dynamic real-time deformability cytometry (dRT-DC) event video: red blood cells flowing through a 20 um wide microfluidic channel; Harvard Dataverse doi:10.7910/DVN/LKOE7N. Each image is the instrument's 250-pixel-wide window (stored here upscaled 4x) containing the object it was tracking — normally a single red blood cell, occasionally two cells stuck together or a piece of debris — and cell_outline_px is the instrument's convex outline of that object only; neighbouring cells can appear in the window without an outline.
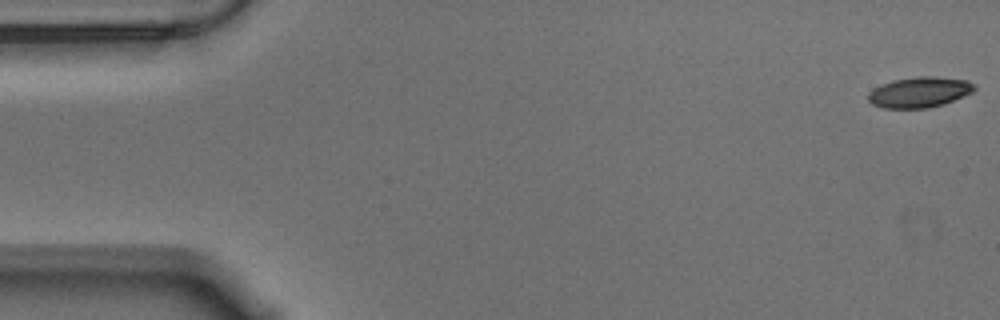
{"species": "Egyptian fruit bat (a non-hibernating species)", "species_latin": "Rousettus aegyptiacus", "temperature_condition": "warm", "stored_images_in_passage": 54, "camera_frame_rate_fps": 3000, "um_per_image_px": 0.085, "animal": {"sex": "male"}, "frame": {"image": 1, "passage_image": 1, "time_ms": 0.0, "image_size_px": [1000, 320], "cell_outline_px": [[976, 88], [972, 92], [964, 96], [944, 104], [928, 108], [884, 108], [872, 104], [868, 100], [868, 92], [872, 88], [880, 84], [892, 80], [916, 76], [936, 76], [968, 80], [976, 84]], "centroid_in_image_um": [78.15, 7.82], "position_along_channel_um": 6.8, "area_um2": 19.25}}
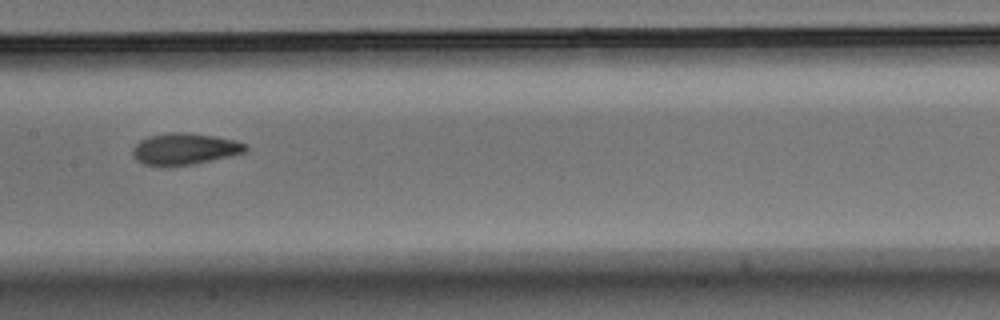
{"frame": {"image": 2, "passage_image": 28, "time_ms": 9.0, "image_size_px": [1000, 320], "cell_outline_px": [[248, 148], [244, 152], [232, 156], [172, 168], [168, 168], [144, 164], [136, 160], [132, 156], [132, 148], [140, 140], [148, 136], [172, 132], [184, 132], [212, 136], [236, 140], [248, 144]], "centroid_in_image_um": [15.67, 12.68], "position_along_channel_um": 191.7, "area_um2": 21.15}}
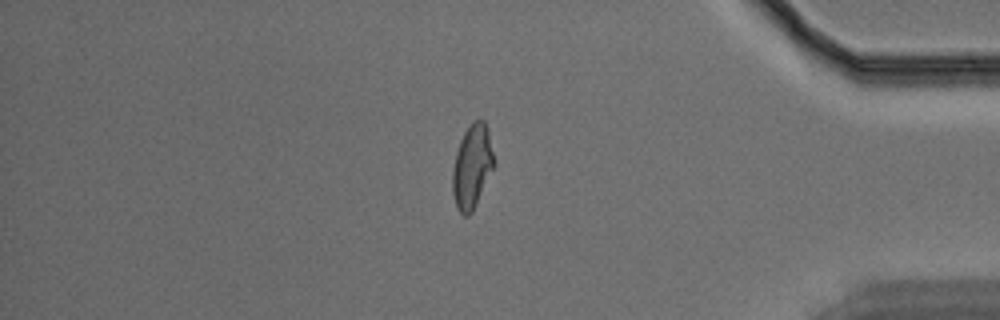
{"frame": {"image": 3, "passage_image": 48, "time_ms": 15.667, "image_size_px": [1000, 320], "cell_outline_px": [[496, 164], [472, 212], [468, 216], [464, 216], [456, 208], [452, 192], [452, 172], [456, 152], [460, 140], [464, 132], [472, 120], [484, 120], [488, 128]], "centroid_in_image_um": [40.14, 14.14], "position_along_channel_um": 395.1, "area_um2": 20.52}}